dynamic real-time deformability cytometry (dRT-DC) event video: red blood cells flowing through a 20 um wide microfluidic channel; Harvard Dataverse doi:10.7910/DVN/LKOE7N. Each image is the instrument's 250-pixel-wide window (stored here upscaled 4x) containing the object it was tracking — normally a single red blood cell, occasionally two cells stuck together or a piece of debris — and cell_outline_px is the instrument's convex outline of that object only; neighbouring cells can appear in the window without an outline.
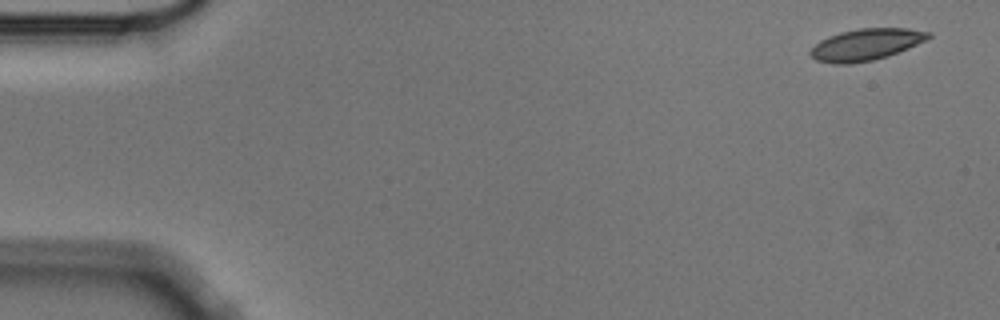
{"species": "Egyptian fruit bat (a non-hibernating species)", "species_latin": "Rousettus aegyptiacus", "temperature_condition": "cold", "stored_images_in_passage": 3, "camera_frame_rate_fps": 3000, "um_per_image_px": 0.085, "animal": {"sex": "male"}, "frame": {"image": 1, "passage_image": 1, "time_ms": 0.0, "image_size_px": [1000, 320], "cell_outline_px": [[932, 36], [928, 40], [888, 56], [872, 60], [852, 64], [832, 64], [816, 60], [808, 52], [820, 40], [828, 36], [840, 32], [860, 28], [908, 28], [932, 32]], "centroid_in_image_um": [73.63, 3.78], "position_along_channel_um": 11.4, "area_um2": 21.91}}
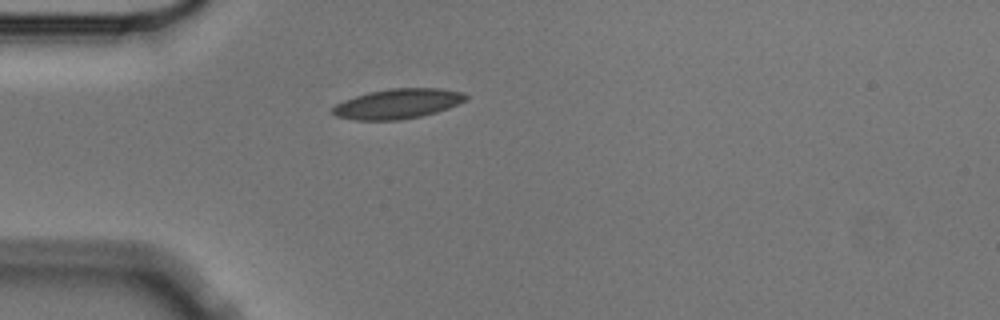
{"frame": {"image": 2, "passage_image": 3, "time_ms": 0.667, "image_size_px": [1000, 320], "cell_outline_px": [[468, 96], [464, 100], [448, 108], [436, 112], [420, 116], [400, 120], [356, 120], [336, 116], [332, 112], [332, 108], [336, 104], [344, 100], [368, 92], [392, 88], [440, 88], [464, 92]], "centroid_in_image_um": [33.8, 8.81], "position_along_channel_um": 51.2, "area_um2": 23.06}}